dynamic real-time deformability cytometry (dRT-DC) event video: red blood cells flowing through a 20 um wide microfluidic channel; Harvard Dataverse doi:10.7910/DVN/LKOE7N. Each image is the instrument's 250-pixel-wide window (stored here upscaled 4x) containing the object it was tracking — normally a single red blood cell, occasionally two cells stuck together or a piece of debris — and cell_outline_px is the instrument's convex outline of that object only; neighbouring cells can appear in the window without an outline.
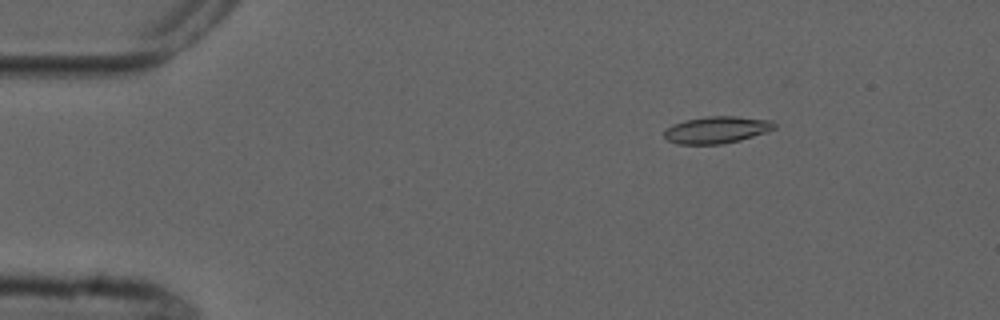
{"species": "common noctule bat (a hibernating species)", "species_latin": "Nyctalus noctula", "temperature_condition": "cold", "stored_images_in_passage": 6, "camera_frame_rate_fps": 3000, "um_per_image_px": 0.085, "animal": {"sex": "male", "forearm_length_mm": 52.5}, "frame": {"image": 1, "passage_image": 3, "time_ms": 2.333, "image_size_px": [1000, 320], "cell_outline_px": [[776, 128], [740, 140], [720, 144], [676, 144], [668, 140], [664, 136], [664, 132], [672, 124], [684, 120], [708, 116], [736, 116], [772, 120], [776, 124]], "centroid_in_image_um": [60.91, 11.03], "position_along_channel_um": 24.1, "area_um2": 17.22}}